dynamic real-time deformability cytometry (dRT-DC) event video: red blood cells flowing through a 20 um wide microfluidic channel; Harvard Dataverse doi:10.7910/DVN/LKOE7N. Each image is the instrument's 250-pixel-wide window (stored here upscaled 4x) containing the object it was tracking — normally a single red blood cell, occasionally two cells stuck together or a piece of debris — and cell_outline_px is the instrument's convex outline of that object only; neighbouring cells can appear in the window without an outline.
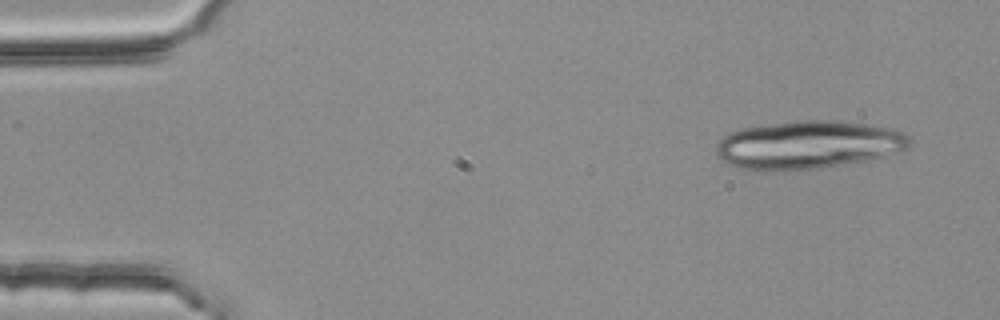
{"species": "common noctule bat (a hibernating species)", "species_latin": "Nyctalus noctula", "temperature_condition": "room temperature", "stored_images_in_passage": 5, "segment_of_instrument_passage": [1, 2], "camera_frame_rate_fps": 3000, "um_per_image_px": 0.085, "animal": {"sex": "female", "body_mass_g": 25.1}, "frame": {"image": 1, "passage_image": 1, "time_ms": 0.0, "image_size_px": [1000, 320], "cell_outline_px": [[912, 140], [908, 148], [884, 156], [868, 160], [848, 164], [820, 168], [740, 168], [728, 164], [720, 160], [716, 156], [716, 144], [724, 136], [740, 128], [796, 120], [840, 120], [888, 128], [904, 132]], "centroid_in_image_um": [68.72, 12.28], "position_along_channel_um": 16.3, "area_um2": 53.64}}